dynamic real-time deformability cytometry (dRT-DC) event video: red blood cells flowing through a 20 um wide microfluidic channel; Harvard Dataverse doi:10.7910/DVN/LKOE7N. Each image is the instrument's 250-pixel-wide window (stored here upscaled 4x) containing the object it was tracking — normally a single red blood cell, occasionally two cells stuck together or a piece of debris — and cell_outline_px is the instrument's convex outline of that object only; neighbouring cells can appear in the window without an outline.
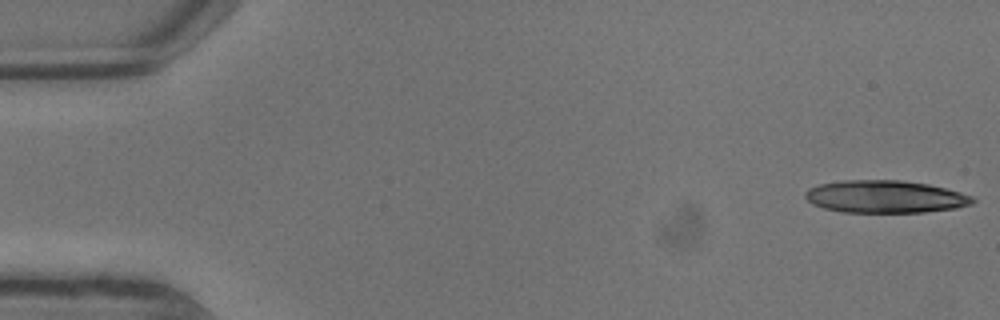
{"species": "common noctule bat (a hibernating species)", "species_latin": "Nyctalus noctula", "temperature_condition": "warm", "stored_images_in_passage": 2, "camera_frame_rate_fps": 3000, "um_per_image_px": 0.085, "animal": {"sex": "male", "body_mass_g": 13.3}, "frame": {"image": 1, "passage_image": 2, "time_ms": 0.333, "image_size_px": [1000, 320], "cell_outline_px": [[976, 200], [972, 204], [956, 208], [924, 212], [844, 212], [824, 208], [812, 204], [804, 196], [804, 192], [808, 188], [820, 184], [844, 180], [900, 180], [928, 184], [960, 192], [972, 196]], "centroid_in_image_um": [75.23, 16.71], "position_along_channel_um": 9.8, "area_um2": 31.67}}